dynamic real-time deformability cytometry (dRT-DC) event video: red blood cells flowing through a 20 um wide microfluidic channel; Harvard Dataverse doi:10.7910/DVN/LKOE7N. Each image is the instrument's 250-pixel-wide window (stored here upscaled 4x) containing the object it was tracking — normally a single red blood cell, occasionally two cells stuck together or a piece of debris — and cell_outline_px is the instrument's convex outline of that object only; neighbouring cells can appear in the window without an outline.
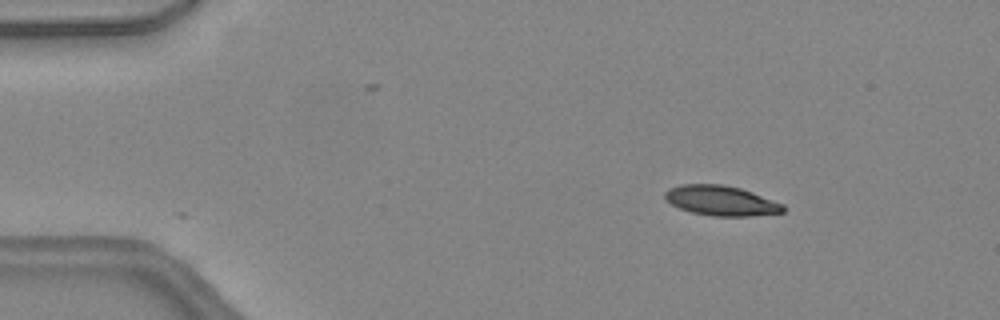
{"species": "common noctule bat (a hibernating species)", "species_latin": "Nyctalus noctula", "temperature_condition": "warm", "stored_images_in_passage": 30, "camera_frame_rate_fps": 3000, "um_per_image_px": 0.085, "animal": {"sex": "female", "body_mass_g": 24.6, "forearm_length_mm": 56.2}, "frame": {"image": 1, "passage_image": 2, "time_ms": 0.333, "image_size_px": [1000, 320], "cell_outline_px": [[784, 212], [752, 216], [712, 216], [692, 212], [680, 208], [672, 204], [664, 196], [664, 192], [668, 188], [680, 184], [724, 184], [740, 188], [752, 192], [784, 204]], "centroid_in_image_um": [61.29, 17.05], "position_along_channel_um": 23.7, "area_um2": 20.63}}
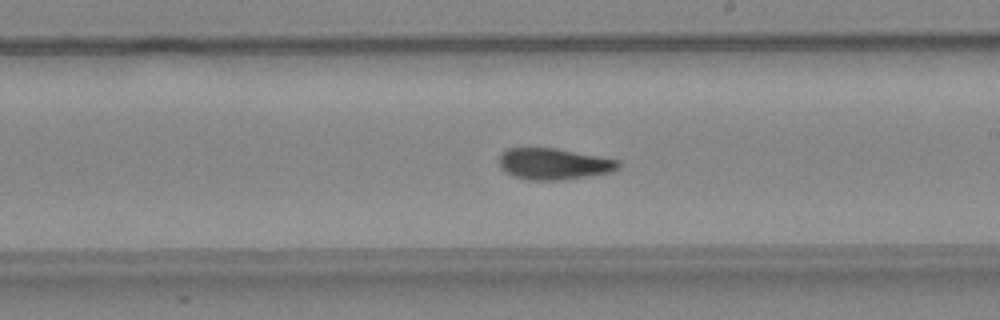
{"frame": {"image": 2, "passage_image": 22, "time_ms": 7.0, "image_size_px": [1000, 320], "cell_outline_px": [[620, 168], [612, 172], [592, 176], [564, 180], [528, 180], [512, 176], [504, 172], [500, 168], [500, 152], [508, 148], [556, 148], [620, 160]], "centroid_in_image_um": [47.08, 13.94], "position_along_channel_um": 241.9, "area_um2": 22.14}}
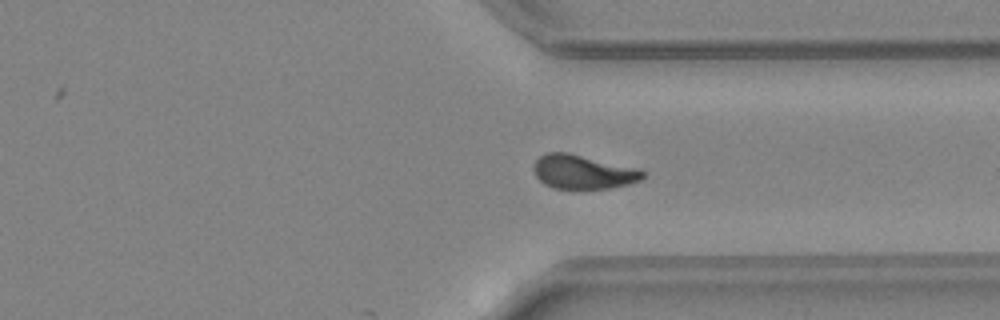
{"frame": {"image": 3, "passage_image": 30, "time_ms": 9.667, "image_size_px": [1000, 320], "cell_outline_px": [[644, 176], [640, 180], [628, 184], [612, 188], [576, 192], [572, 192], [552, 188], [544, 184], [536, 176], [532, 168], [536, 160], [544, 152], [568, 152], [640, 168], [644, 172]], "centroid_in_image_um": [49.54, 14.66], "position_along_channel_um": 361.9, "area_um2": 22.72}}